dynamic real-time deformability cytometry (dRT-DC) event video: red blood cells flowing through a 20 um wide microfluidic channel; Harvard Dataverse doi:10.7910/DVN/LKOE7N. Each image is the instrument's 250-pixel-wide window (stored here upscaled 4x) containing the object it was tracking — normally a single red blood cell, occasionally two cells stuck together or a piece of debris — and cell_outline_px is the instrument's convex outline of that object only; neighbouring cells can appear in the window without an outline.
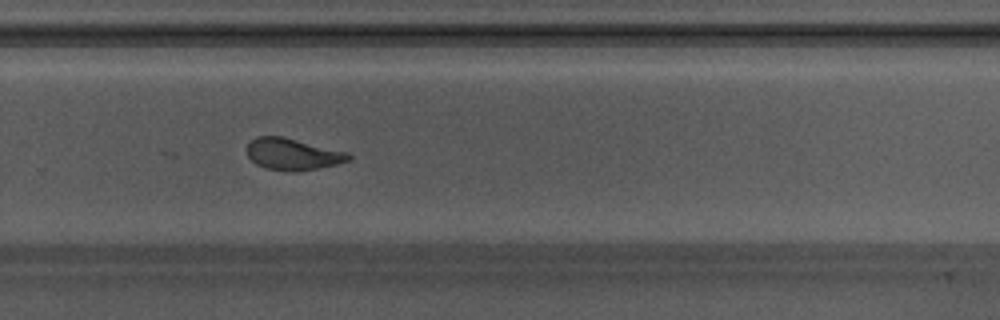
{"species": "Egyptian fruit bat (a non-hibernating species)", "species_latin": "Rousettus aegyptiacus", "temperature_condition": "warm", "stored_images_in_passage": 50, "camera_frame_rate_fps": 3000, "um_per_image_px": 0.085, "animal": {"sex": "male"}, "frame": {"image": 1, "passage_image": 32, "time_ms": 10.333, "image_size_px": [1000, 320], "cell_outline_px": [[352, 160], [336, 164], [316, 168], [292, 172], [264, 168], [256, 164], [248, 156], [244, 148], [256, 136], [284, 136], [348, 152], [352, 156]], "centroid_in_image_um": [24.86, 13.09], "position_along_channel_um": 304.9, "area_um2": 18.96}}